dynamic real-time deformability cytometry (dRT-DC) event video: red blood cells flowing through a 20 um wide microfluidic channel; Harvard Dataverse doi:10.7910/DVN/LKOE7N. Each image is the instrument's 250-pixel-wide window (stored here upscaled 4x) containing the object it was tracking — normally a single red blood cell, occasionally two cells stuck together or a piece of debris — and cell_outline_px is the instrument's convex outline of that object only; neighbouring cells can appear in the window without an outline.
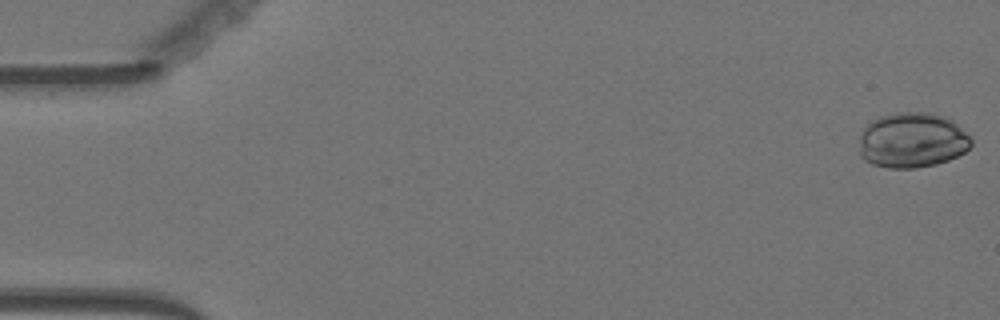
{"species": "Egyptian fruit bat (a non-hibernating species)", "species_latin": "Rousettus aegyptiacus", "temperature_condition": "warm", "stored_images_in_passage": 53, "camera_frame_rate_fps": 3000, "um_per_image_px": 0.085, "animal": {"sex": "female"}, "frame": {"image": 1, "passage_image": 1, "time_ms": 0.0, "image_size_px": [1000, 320], "cell_outline_px": [[972, 144], [964, 152], [948, 160], [936, 164], [916, 168], [888, 168], [872, 164], [864, 160], [860, 156], [860, 132], [872, 120], [880, 116], [900, 112], [928, 112], [944, 116], [952, 120], [972, 140]], "centroid_in_image_um": [77.51, 11.92], "position_along_channel_um": 7.5, "area_um2": 36.07}}
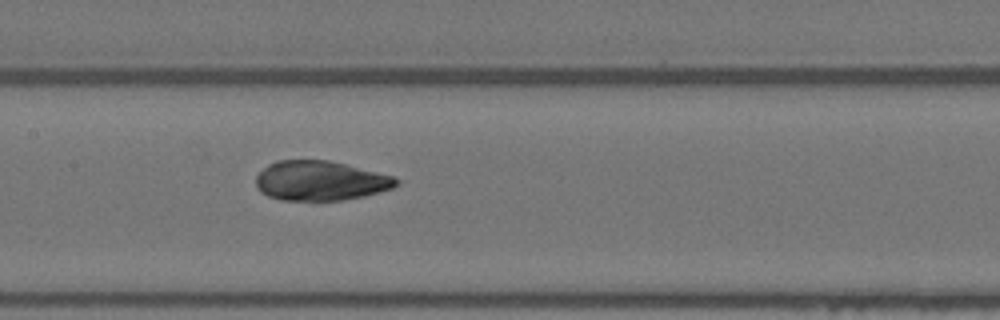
{"frame": {"image": 2, "passage_image": 27, "time_ms": 8.667, "image_size_px": [1000, 320], "cell_outline_px": [[400, 184], [392, 188], [380, 192], [364, 196], [344, 200], [280, 200], [268, 196], [260, 192], [256, 188], [256, 176], [268, 164], [276, 160], [328, 160], [396, 176], [400, 180]], "centroid_in_image_um": [27.25, 15.36], "position_along_channel_um": 180.2, "area_um2": 32.71}}
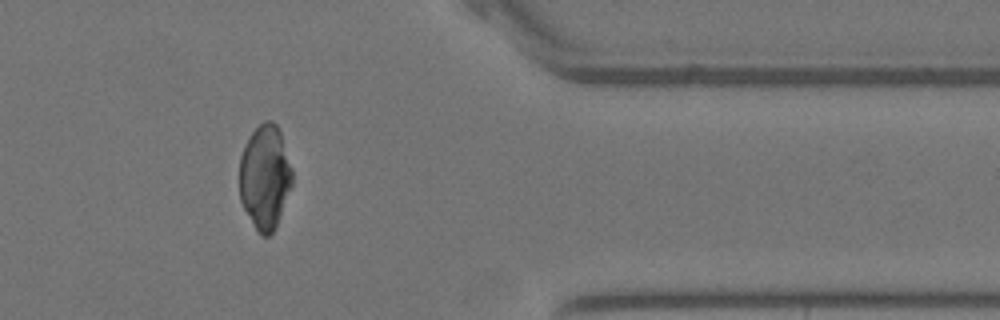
{"frame": {"image": 3, "passage_image": 46, "time_ms": 15.0, "image_size_px": [1000, 320], "cell_outline_px": [[292, 184], [276, 228], [268, 236], [260, 236], [244, 208], [240, 200], [240, 156], [252, 132], [264, 120], [272, 120], [276, 124], [280, 132], [292, 168]], "centroid_in_image_um": [22.53, 15.06], "position_along_channel_um": 388.9, "area_um2": 31.85}}